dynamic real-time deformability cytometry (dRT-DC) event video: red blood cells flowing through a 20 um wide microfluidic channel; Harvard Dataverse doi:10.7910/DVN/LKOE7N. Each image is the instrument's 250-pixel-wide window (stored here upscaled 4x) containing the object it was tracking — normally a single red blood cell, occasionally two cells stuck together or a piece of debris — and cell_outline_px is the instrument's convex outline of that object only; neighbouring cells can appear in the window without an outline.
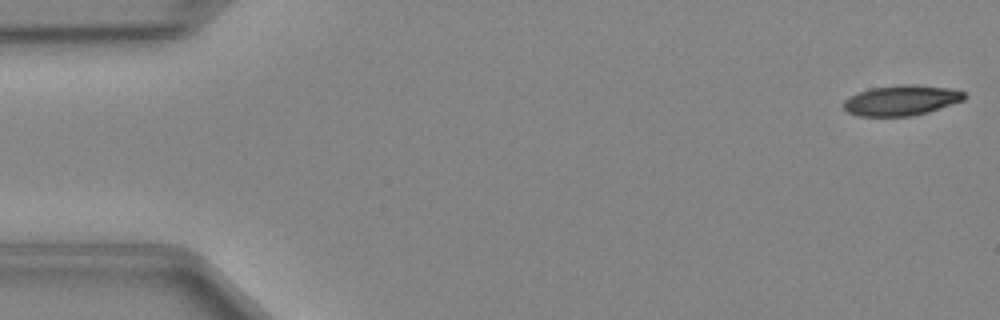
{"species": "Egyptian fruit bat (a non-hibernating species)", "species_latin": "Rousettus aegyptiacus", "temperature_condition": "cold", "stored_images_in_passage": 47, "camera_frame_rate_fps": 3000, "um_per_image_px": 0.085, "animal": {"sex": "female"}, "frame": {"image": 1, "passage_image": 1, "time_ms": 0.0, "image_size_px": [1000, 320], "cell_outline_px": [[968, 96], [964, 100], [928, 112], [912, 116], [856, 116], [848, 112], [844, 108], [844, 100], [860, 92], [872, 88], [900, 84], [916, 84], [948, 88], [964, 92]], "centroid_in_image_um": [76.64, 8.53], "position_along_channel_um": 8.4, "area_um2": 21.27}}
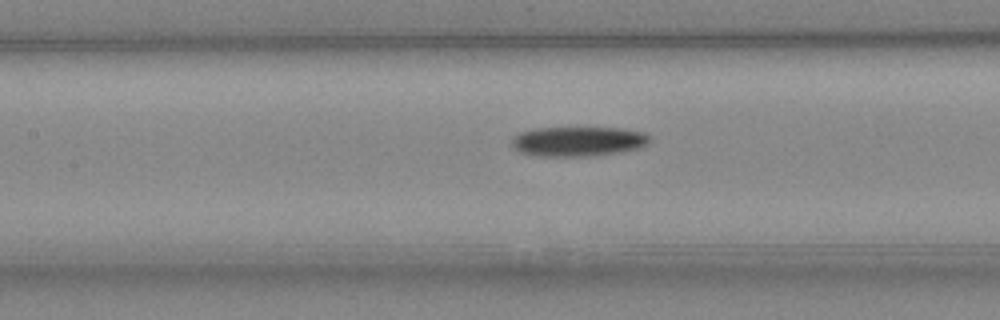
{"frame": {"image": 2, "passage_image": 21, "time_ms": 6.667, "image_size_px": [1000, 320], "cell_outline_px": [[652, 136], [648, 144], [640, 148], [620, 152], [592, 156], [536, 156], [520, 152], [512, 144], [512, 140], [520, 132], [532, 128], [620, 128], [644, 132]], "centroid_in_image_um": [49.19, 12.02], "position_along_channel_um": 158.2, "area_um2": 23.99}}
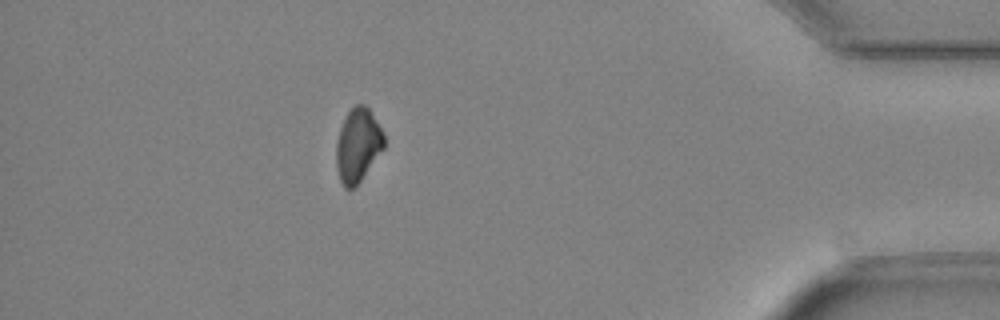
{"frame": {"image": 3, "passage_image": 42, "time_ms": 13.667, "image_size_px": [1000, 320], "cell_outline_px": [[384, 148], [360, 180], [352, 188], [344, 188], [340, 180], [336, 168], [336, 140], [340, 128], [348, 112], [356, 104], [364, 104], [368, 108], [384, 132]], "centroid_in_image_um": [30.41, 12.33], "position_along_channel_um": 404.8, "area_um2": 20.29}}